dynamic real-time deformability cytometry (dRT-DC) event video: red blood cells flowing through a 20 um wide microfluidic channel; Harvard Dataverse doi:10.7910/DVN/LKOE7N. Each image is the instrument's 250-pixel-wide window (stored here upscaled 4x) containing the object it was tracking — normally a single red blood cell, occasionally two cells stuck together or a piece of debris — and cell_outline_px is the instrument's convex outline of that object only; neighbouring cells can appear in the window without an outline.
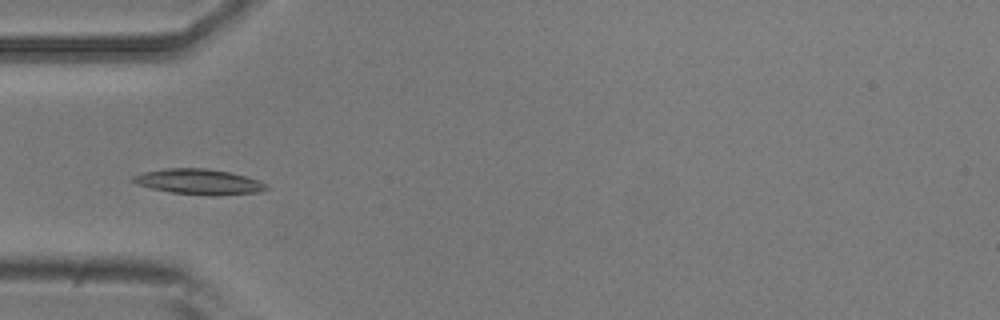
{"species": "common noctule bat (a hibernating species)", "species_latin": "Nyctalus noctula", "temperature_condition": "room temperature", "stored_images_in_passage": 3, "camera_frame_rate_fps": 3000, "um_per_image_px": 0.085, "animal": {"sex": "male", "body_mass_g": 20.5, "forearm_length_mm": 52.5}, "frame": {"image": 1, "passage_image": 3, "time_ms": 0.667, "image_size_px": [1000, 320], "cell_outline_px": [[268, 188], [260, 192], [216, 196], [208, 196], [172, 192], [152, 188], [136, 184], [132, 180], [132, 176], [144, 172], [164, 168], [208, 168], [232, 172], [268, 184]], "centroid_in_image_um": [16.92, 15.45], "position_along_channel_um": 68.1, "area_um2": 19.83}}